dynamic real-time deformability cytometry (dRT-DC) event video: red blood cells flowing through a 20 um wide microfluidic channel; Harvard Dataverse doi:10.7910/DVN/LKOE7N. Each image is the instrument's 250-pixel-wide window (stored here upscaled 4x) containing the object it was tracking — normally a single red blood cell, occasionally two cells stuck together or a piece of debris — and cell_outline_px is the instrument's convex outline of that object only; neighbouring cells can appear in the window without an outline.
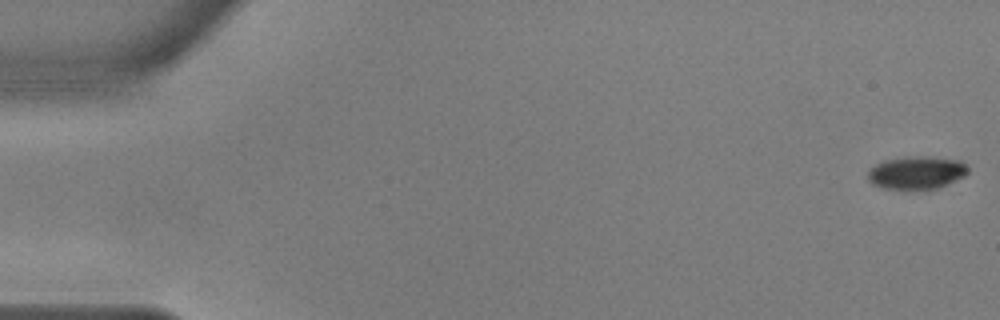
{"species": "common noctule bat (a hibernating species)", "species_latin": "Nyctalus noctula", "temperature_condition": "warm", "stored_images_in_passage": 25, "camera_frame_rate_fps": 3000, "um_per_image_px": 0.085, "animal": {"sex": "male", "body_mass_g": 17.9, "forearm_length_mm": 54.2}, "frame": {"image": 1, "passage_image": 1, "time_ms": 0.0, "image_size_px": [1000, 320], "cell_outline_px": [[968, 172], [964, 176], [948, 184], [936, 188], [880, 188], [872, 184], [868, 180], [868, 172], [876, 164], [884, 160], [920, 156], [960, 160], [968, 168]], "centroid_in_image_um": [77.9, 14.67], "position_along_channel_um": 7.1, "area_um2": 18.73}}
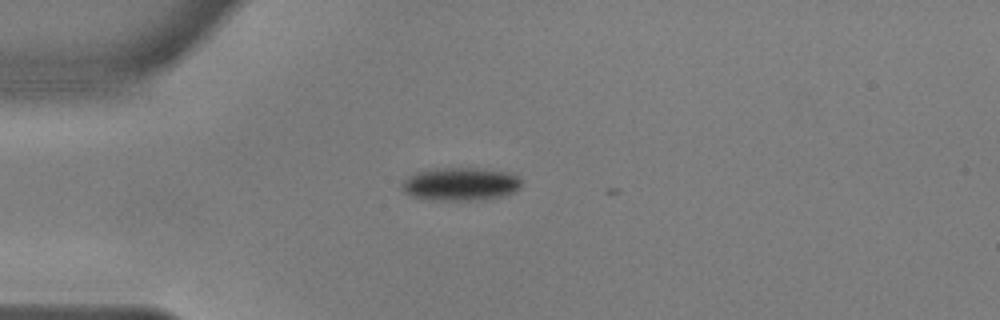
{"frame": {"image": 2, "passage_image": 15, "time_ms": 4.667, "image_size_px": [1000, 320], "cell_outline_px": [[524, 184], [516, 192], [504, 196], [476, 200], [440, 200], [412, 196], [404, 192], [400, 188], [400, 184], [408, 176], [416, 172], [436, 168], [476, 168], [508, 172], [520, 176], [524, 180]], "centroid_in_image_um": [39.2, 15.64], "position_along_channel_um": 45.8, "area_um2": 23.41}}
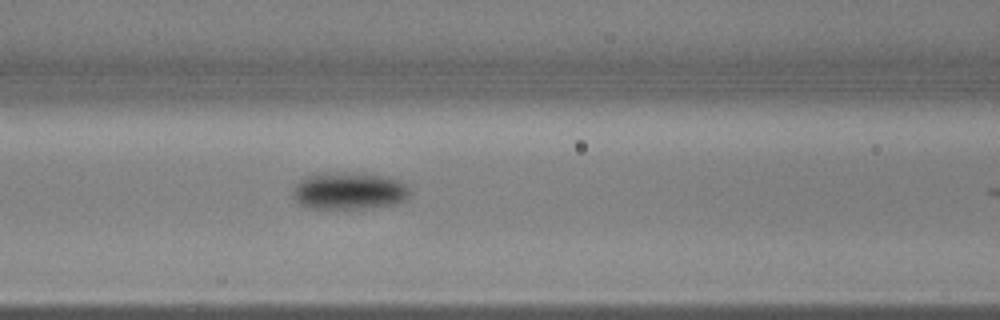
{"frame": {"image": 3, "passage_image": 24, "time_ms": 7.667, "image_size_px": [1000, 320], "cell_outline_px": [[412, 192], [404, 200], [396, 204], [372, 208], [308, 208], [300, 204], [292, 196], [292, 192], [296, 184], [300, 180], [308, 176], [340, 172], [356, 172], [384, 176], [400, 180], [408, 184]], "centroid_in_image_um": [29.73, 16.23], "position_along_channel_um": 136.9, "area_um2": 25.55}}